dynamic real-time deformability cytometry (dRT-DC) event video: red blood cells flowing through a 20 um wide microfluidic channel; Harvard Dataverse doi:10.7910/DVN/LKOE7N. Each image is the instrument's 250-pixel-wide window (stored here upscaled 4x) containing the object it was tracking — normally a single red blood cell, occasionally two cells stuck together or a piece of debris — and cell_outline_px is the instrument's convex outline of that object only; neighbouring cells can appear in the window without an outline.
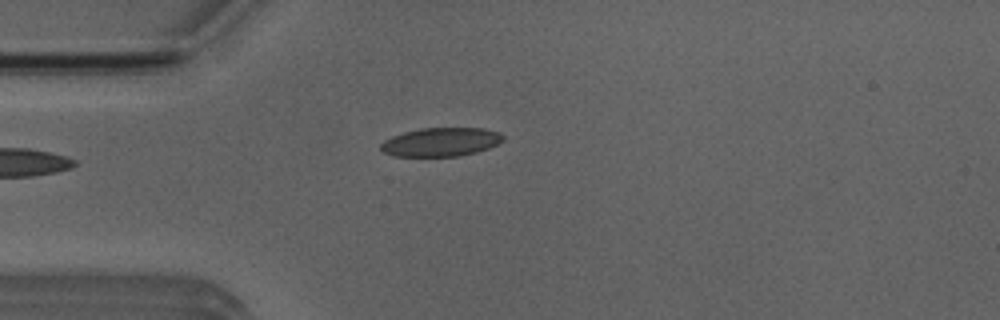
{"species": "Egyptian fruit bat (a non-hibernating species)", "species_latin": "Rousettus aegyptiacus", "temperature_condition": "room temperature", "stored_images_in_passage": 2, "camera_frame_rate_fps": 3000, "um_per_image_px": 0.085, "animal": {"sex": "male"}, "frame": {"image": 1, "passage_image": 1, "time_ms": 0.0, "image_size_px": [1000, 320], "cell_outline_px": [[504, 140], [488, 148], [476, 152], [460, 156], [392, 156], [384, 152], [380, 148], [380, 144], [384, 140], [392, 136], [404, 132], [420, 128], [484, 128], [500, 132], [504, 136]], "centroid_in_image_um": [37.47, 12.06], "position_along_channel_um": 47.5, "area_um2": 20.52}}